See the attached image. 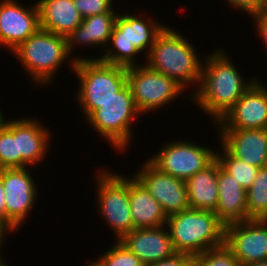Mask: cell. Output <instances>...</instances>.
I'll list each match as a JSON object with an SVG mask.
<instances>
[{"mask_svg": "<svg viewBox=\"0 0 267 266\" xmlns=\"http://www.w3.org/2000/svg\"><path fill=\"white\" fill-rule=\"evenodd\" d=\"M248 220H267V166L259 168L252 186L246 191Z\"/></svg>", "mask_w": 267, "mask_h": 266, "instance_id": "d4e9b609", "label": "cell"}, {"mask_svg": "<svg viewBox=\"0 0 267 266\" xmlns=\"http://www.w3.org/2000/svg\"><path fill=\"white\" fill-rule=\"evenodd\" d=\"M204 56L201 80L196 92L189 98L202 112L208 114L211 122L217 124L233 105L243 96L244 92L257 79L247 81L238 67L233 63L222 48L214 49ZM233 61V62H232ZM236 66V67H235Z\"/></svg>", "mask_w": 267, "mask_h": 266, "instance_id": "6da1fadb", "label": "cell"}, {"mask_svg": "<svg viewBox=\"0 0 267 266\" xmlns=\"http://www.w3.org/2000/svg\"><path fill=\"white\" fill-rule=\"evenodd\" d=\"M253 20V24H255V30L259 33L258 37H260L263 47L267 50V17L260 15L258 12L249 15Z\"/></svg>", "mask_w": 267, "mask_h": 266, "instance_id": "1f68e13d", "label": "cell"}, {"mask_svg": "<svg viewBox=\"0 0 267 266\" xmlns=\"http://www.w3.org/2000/svg\"><path fill=\"white\" fill-rule=\"evenodd\" d=\"M258 13L262 16L267 17V0H263L262 5H261Z\"/></svg>", "mask_w": 267, "mask_h": 266, "instance_id": "e575fe53", "label": "cell"}, {"mask_svg": "<svg viewBox=\"0 0 267 266\" xmlns=\"http://www.w3.org/2000/svg\"><path fill=\"white\" fill-rule=\"evenodd\" d=\"M186 140L167 141L149 161L160 171L186 181L216 159V150Z\"/></svg>", "mask_w": 267, "mask_h": 266, "instance_id": "30bf717a", "label": "cell"}, {"mask_svg": "<svg viewBox=\"0 0 267 266\" xmlns=\"http://www.w3.org/2000/svg\"><path fill=\"white\" fill-rule=\"evenodd\" d=\"M118 12H108L82 19V23L67 37V48L70 55L77 46L106 48L115 26Z\"/></svg>", "mask_w": 267, "mask_h": 266, "instance_id": "ffe728a7", "label": "cell"}, {"mask_svg": "<svg viewBox=\"0 0 267 266\" xmlns=\"http://www.w3.org/2000/svg\"><path fill=\"white\" fill-rule=\"evenodd\" d=\"M240 266H267V260L247 263L245 265H240Z\"/></svg>", "mask_w": 267, "mask_h": 266, "instance_id": "d590c367", "label": "cell"}, {"mask_svg": "<svg viewBox=\"0 0 267 266\" xmlns=\"http://www.w3.org/2000/svg\"><path fill=\"white\" fill-rule=\"evenodd\" d=\"M141 115L134 103L130 86L126 83L85 121L113 146L112 149L122 153L128 150L134 135L132 124Z\"/></svg>", "mask_w": 267, "mask_h": 266, "instance_id": "52a82bcc", "label": "cell"}, {"mask_svg": "<svg viewBox=\"0 0 267 266\" xmlns=\"http://www.w3.org/2000/svg\"><path fill=\"white\" fill-rule=\"evenodd\" d=\"M256 79L216 129H267V86Z\"/></svg>", "mask_w": 267, "mask_h": 266, "instance_id": "9a60e30c", "label": "cell"}, {"mask_svg": "<svg viewBox=\"0 0 267 266\" xmlns=\"http://www.w3.org/2000/svg\"><path fill=\"white\" fill-rule=\"evenodd\" d=\"M21 168V155H17V119L4 121L0 127V169Z\"/></svg>", "mask_w": 267, "mask_h": 266, "instance_id": "484cf974", "label": "cell"}, {"mask_svg": "<svg viewBox=\"0 0 267 266\" xmlns=\"http://www.w3.org/2000/svg\"><path fill=\"white\" fill-rule=\"evenodd\" d=\"M217 130L219 143L232 156L258 168L267 166V129Z\"/></svg>", "mask_w": 267, "mask_h": 266, "instance_id": "2e32d148", "label": "cell"}, {"mask_svg": "<svg viewBox=\"0 0 267 266\" xmlns=\"http://www.w3.org/2000/svg\"><path fill=\"white\" fill-rule=\"evenodd\" d=\"M0 177L5 193L6 229L12 233L23 226L36 206L37 182L28 167L0 169Z\"/></svg>", "mask_w": 267, "mask_h": 266, "instance_id": "8fae6325", "label": "cell"}, {"mask_svg": "<svg viewBox=\"0 0 267 266\" xmlns=\"http://www.w3.org/2000/svg\"><path fill=\"white\" fill-rule=\"evenodd\" d=\"M225 245L240 265L267 260V220L250 219L225 226Z\"/></svg>", "mask_w": 267, "mask_h": 266, "instance_id": "5bb4252c", "label": "cell"}, {"mask_svg": "<svg viewBox=\"0 0 267 266\" xmlns=\"http://www.w3.org/2000/svg\"><path fill=\"white\" fill-rule=\"evenodd\" d=\"M12 55L17 57L27 76L36 86H48L55 73L71 57L65 36L39 28L21 43ZM49 83V84H48Z\"/></svg>", "mask_w": 267, "mask_h": 266, "instance_id": "8992f818", "label": "cell"}, {"mask_svg": "<svg viewBox=\"0 0 267 266\" xmlns=\"http://www.w3.org/2000/svg\"><path fill=\"white\" fill-rule=\"evenodd\" d=\"M71 58L67 63L79 79L76 100L86 120L127 83V68L88 56Z\"/></svg>", "mask_w": 267, "mask_h": 266, "instance_id": "277c9868", "label": "cell"}, {"mask_svg": "<svg viewBox=\"0 0 267 266\" xmlns=\"http://www.w3.org/2000/svg\"><path fill=\"white\" fill-rule=\"evenodd\" d=\"M166 226L180 254L193 257L225 244V225L214 211L188 208L168 216Z\"/></svg>", "mask_w": 267, "mask_h": 266, "instance_id": "5b68a950", "label": "cell"}, {"mask_svg": "<svg viewBox=\"0 0 267 266\" xmlns=\"http://www.w3.org/2000/svg\"><path fill=\"white\" fill-rule=\"evenodd\" d=\"M23 5L16 0H0V47L10 53L40 28L36 1Z\"/></svg>", "mask_w": 267, "mask_h": 266, "instance_id": "4fadbf2b", "label": "cell"}, {"mask_svg": "<svg viewBox=\"0 0 267 266\" xmlns=\"http://www.w3.org/2000/svg\"><path fill=\"white\" fill-rule=\"evenodd\" d=\"M108 170L103 167L96 171L94 183H96L97 196L94 199H97V203L95 205L98 208L97 213L101 216L100 219L108 224V228H111L110 230L117 237L116 240H120L134 229L129 199V178L126 174Z\"/></svg>", "mask_w": 267, "mask_h": 266, "instance_id": "ba28073f", "label": "cell"}, {"mask_svg": "<svg viewBox=\"0 0 267 266\" xmlns=\"http://www.w3.org/2000/svg\"><path fill=\"white\" fill-rule=\"evenodd\" d=\"M8 234L11 233H9V231L0 223V256H2L1 249L3 248L2 246L4 245V242L7 239L6 237L8 236Z\"/></svg>", "mask_w": 267, "mask_h": 266, "instance_id": "836d02e7", "label": "cell"}, {"mask_svg": "<svg viewBox=\"0 0 267 266\" xmlns=\"http://www.w3.org/2000/svg\"><path fill=\"white\" fill-rule=\"evenodd\" d=\"M220 151L216 150V160L220 167L229 175L234 176L235 180L247 191L253 184L258 167L232 156L221 144Z\"/></svg>", "mask_w": 267, "mask_h": 266, "instance_id": "cb8c5ba5", "label": "cell"}, {"mask_svg": "<svg viewBox=\"0 0 267 266\" xmlns=\"http://www.w3.org/2000/svg\"><path fill=\"white\" fill-rule=\"evenodd\" d=\"M3 114L5 113H3L2 109L0 108V127L4 124V121H5V116Z\"/></svg>", "mask_w": 267, "mask_h": 266, "instance_id": "8d00e7d4", "label": "cell"}, {"mask_svg": "<svg viewBox=\"0 0 267 266\" xmlns=\"http://www.w3.org/2000/svg\"><path fill=\"white\" fill-rule=\"evenodd\" d=\"M228 6L234 9L245 11L248 15L257 13L262 5L263 0H224Z\"/></svg>", "mask_w": 267, "mask_h": 266, "instance_id": "f546056e", "label": "cell"}, {"mask_svg": "<svg viewBox=\"0 0 267 266\" xmlns=\"http://www.w3.org/2000/svg\"><path fill=\"white\" fill-rule=\"evenodd\" d=\"M88 266H99L94 260L87 264Z\"/></svg>", "mask_w": 267, "mask_h": 266, "instance_id": "f35d334b", "label": "cell"}, {"mask_svg": "<svg viewBox=\"0 0 267 266\" xmlns=\"http://www.w3.org/2000/svg\"><path fill=\"white\" fill-rule=\"evenodd\" d=\"M144 266H192V256L177 253L169 258Z\"/></svg>", "mask_w": 267, "mask_h": 266, "instance_id": "4dcf8cb0", "label": "cell"}, {"mask_svg": "<svg viewBox=\"0 0 267 266\" xmlns=\"http://www.w3.org/2000/svg\"><path fill=\"white\" fill-rule=\"evenodd\" d=\"M218 204L216 215L225 225L248 220L246 190L217 161Z\"/></svg>", "mask_w": 267, "mask_h": 266, "instance_id": "d6986e66", "label": "cell"}, {"mask_svg": "<svg viewBox=\"0 0 267 266\" xmlns=\"http://www.w3.org/2000/svg\"><path fill=\"white\" fill-rule=\"evenodd\" d=\"M0 223L6 228L5 193L1 177H0Z\"/></svg>", "mask_w": 267, "mask_h": 266, "instance_id": "d6a6232c", "label": "cell"}, {"mask_svg": "<svg viewBox=\"0 0 267 266\" xmlns=\"http://www.w3.org/2000/svg\"><path fill=\"white\" fill-rule=\"evenodd\" d=\"M192 266H240V263L224 244L193 256Z\"/></svg>", "mask_w": 267, "mask_h": 266, "instance_id": "83f0119b", "label": "cell"}, {"mask_svg": "<svg viewBox=\"0 0 267 266\" xmlns=\"http://www.w3.org/2000/svg\"><path fill=\"white\" fill-rule=\"evenodd\" d=\"M7 261L4 260L2 256H0V266H8L9 263H6Z\"/></svg>", "mask_w": 267, "mask_h": 266, "instance_id": "74e56055", "label": "cell"}, {"mask_svg": "<svg viewBox=\"0 0 267 266\" xmlns=\"http://www.w3.org/2000/svg\"><path fill=\"white\" fill-rule=\"evenodd\" d=\"M82 18L100 15L108 12H117L113 0H73Z\"/></svg>", "mask_w": 267, "mask_h": 266, "instance_id": "f1b7e54d", "label": "cell"}, {"mask_svg": "<svg viewBox=\"0 0 267 266\" xmlns=\"http://www.w3.org/2000/svg\"><path fill=\"white\" fill-rule=\"evenodd\" d=\"M189 207L216 211L218 204L217 160L186 181Z\"/></svg>", "mask_w": 267, "mask_h": 266, "instance_id": "603a6c76", "label": "cell"}, {"mask_svg": "<svg viewBox=\"0 0 267 266\" xmlns=\"http://www.w3.org/2000/svg\"><path fill=\"white\" fill-rule=\"evenodd\" d=\"M42 124L36 117L17 119V155H21V168L31 169L42 160L44 162L47 156L53 135L50 129Z\"/></svg>", "mask_w": 267, "mask_h": 266, "instance_id": "ac0fdd59", "label": "cell"}, {"mask_svg": "<svg viewBox=\"0 0 267 266\" xmlns=\"http://www.w3.org/2000/svg\"><path fill=\"white\" fill-rule=\"evenodd\" d=\"M130 209L134 229L158 228L166 225L167 215L145 187L133 176H129Z\"/></svg>", "mask_w": 267, "mask_h": 266, "instance_id": "7402d4cb", "label": "cell"}, {"mask_svg": "<svg viewBox=\"0 0 267 266\" xmlns=\"http://www.w3.org/2000/svg\"><path fill=\"white\" fill-rule=\"evenodd\" d=\"M127 83L142 116L172 103L185 91L173 79L152 70L146 64L128 67Z\"/></svg>", "mask_w": 267, "mask_h": 266, "instance_id": "9c48e42d", "label": "cell"}, {"mask_svg": "<svg viewBox=\"0 0 267 266\" xmlns=\"http://www.w3.org/2000/svg\"><path fill=\"white\" fill-rule=\"evenodd\" d=\"M189 40L178 30L166 25L157 35L144 63L173 79L184 90L195 86L193 93L190 92L191 97L200 84L203 61Z\"/></svg>", "mask_w": 267, "mask_h": 266, "instance_id": "7a4b0ae2", "label": "cell"}, {"mask_svg": "<svg viewBox=\"0 0 267 266\" xmlns=\"http://www.w3.org/2000/svg\"><path fill=\"white\" fill-rule=\"evenodd\" d=\"M119 241L134 253L144 265L177 254L166 225L158 228L133 229Z\"/></svg>", "mask_w": 267, "mask_h": 266, "instance_id": "e0dca14e", "label": "cell"}, {"mask_svg": "<svg viewBox=\"0 0 267 266\" xmlns=\"http://www.w3.org/2000/svg\"><path fill=\"white\" fill-rule=\"evenodd\" d=\"M140 167L133 176L161 204L167 217L190 208L184 180L160 171L148 158Z\"/></svg>", "mask_w": 267, "mask_h": 266, "instance_id": "7c38bea8", "label": "cell"}, {"mask_svg": "<svg viewBox=\"0 0 267 266\" xmlns=\"http://www.w3.org/2000/svg\"><path fill=\"white\" fill-rule=\"evenodd\" d=\"M142 14L118 13L104 54L91 59L125 68L145 64L138 63L137 58L141 57V54H144L145 58L148 56L157 35L166 25L152 18L149 20L146 13L142 17Z\"/></svg>", "mask_w": 267, "mask_h": 266, "instance_id": "3957f363", "label": "cell"}, {"mask_svg": "<svg viewBox=\"0 0 267 266\" xmlns=\"http://www.w3.org/2000/svg\"><path fill=\"white\" fill-rule=\"evenodd\" d=\"M94 261L99 266H144L143 262L119 240Z\"/></svg>", "mask_w": 267, "mask_h": 266, "instance_id": "4316f807", "label": "cell"}, {"mask_svg": "<svg viewBox=\"0 0 267 266\" xmlns=\"http://www.w3.org/2000/svg\"><path fill=\"white\" fill-rule=\"evenodd\" d=\"M40 28L67 37L82 23L73 0H39Z\"/></svg>", "mask_w": 267, "mask_h": 266, "instance_id": "44dd1931", "label": "cell"}]
</instances>
